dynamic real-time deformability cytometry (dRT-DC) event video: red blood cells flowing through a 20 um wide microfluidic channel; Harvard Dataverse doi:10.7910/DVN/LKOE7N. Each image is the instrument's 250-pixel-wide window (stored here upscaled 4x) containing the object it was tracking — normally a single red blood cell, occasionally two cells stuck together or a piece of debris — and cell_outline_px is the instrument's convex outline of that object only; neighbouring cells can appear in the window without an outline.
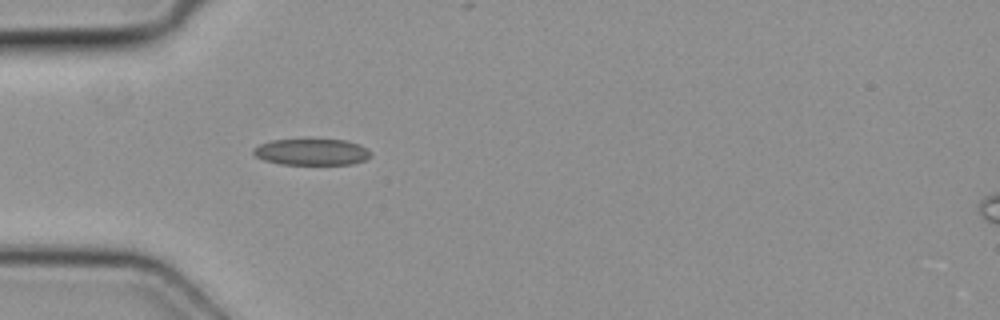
{"species": "common noctule bat (a hibernating species)", "species_latin": "Nyctalus noctula", "temperature_condition": "cold", "stored_images_in_passage": 2, "camera_frame_rate_fps": 3000, "um_per_image_px": 0.085, "animal": {"sex": "female", "body_mass_g": 19.3, "forearm_length_mm": 54.1}, "frame": {"image": 1, "passage_image": 2, "time_ms": 0.333, "image_size_px": [1000, 320], "cell_outline_px": [[372, 156], [364, 160], [352, 164], [280, 164], [264, 160], [256, 156], [252, 152], [252, 148], [260, 144], [272, 140], [348, 140], [360, 144], [368, 148], [372, 152]], "centroid_in_image_um": [26.53, 12.92], "position_along_channel_um": 58.5, "area_um2": 18.09}}